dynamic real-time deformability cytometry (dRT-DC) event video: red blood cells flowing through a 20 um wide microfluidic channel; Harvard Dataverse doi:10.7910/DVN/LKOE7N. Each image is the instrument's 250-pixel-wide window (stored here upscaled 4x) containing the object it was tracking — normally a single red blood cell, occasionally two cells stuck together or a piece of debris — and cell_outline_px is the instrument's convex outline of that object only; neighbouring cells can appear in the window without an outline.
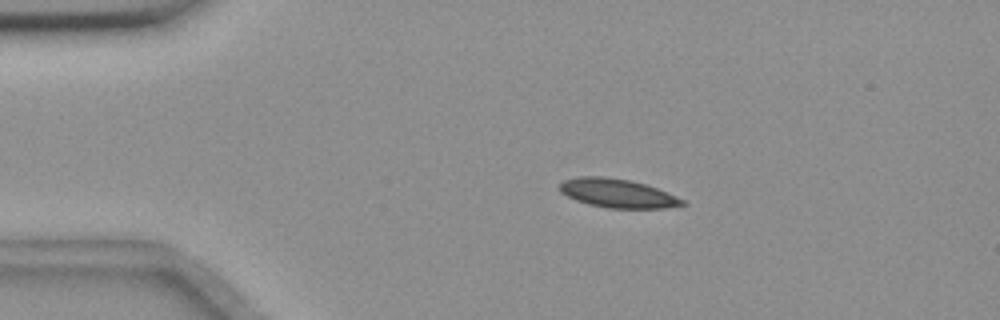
{"species": "common noctule bat (a hibernating species)", "species_latin": "Nyctalus noctula", "temperature_condition": "room temperature", "stored_images_in_passage": 6, "camera_frame_rate_fps": 3000, "um_per_image_px": 0.085, "animal": {"sex": "female", "body_mass_g": 18.4}, "frame": {"image": 1, "passage_image": 3, "time_ms": 2.333, "image_size_px": [1000, 320], "cell_outline_px": [[688, 204], [664, 208], [608, 208], [588, 204], [576, 200], [560, 192], [560, 184], [564, 180], [576, 176], [604, 176], [628, 180], [644, 184], [656, 188], [684, 200]], "centroid_in_image_um": [52.46, 16.42], "position_along_channel_um": 32.5, "area_um2": 20.4}}
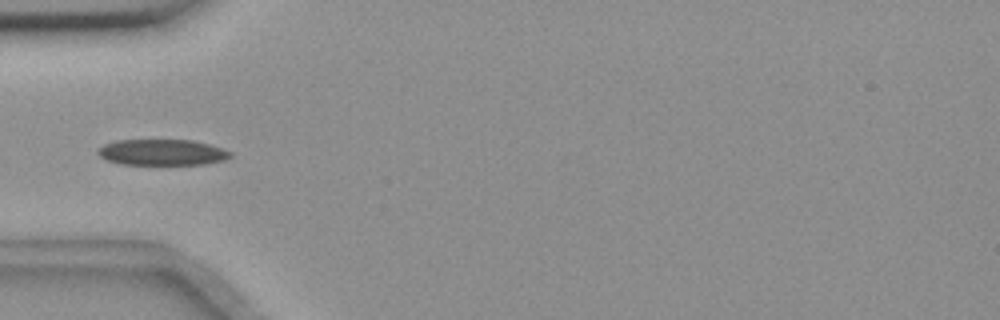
{"frame": {"image": 2, "passage_image": 5, "time_ms": 4.667, "image_size_px": [1000, 320], "cell_outline_px": [[232, 156], [224, 160], [204, 164], [120, 164], [108, 160], [100, 156], [96, 152], [104, 144], [116, 140], [192, 140], [208, 144], [232, 152]], "centroid_in_image_um": [13.78, 12.94], "position_along_channel_um": 71.2, "area_um2": 19.88}}
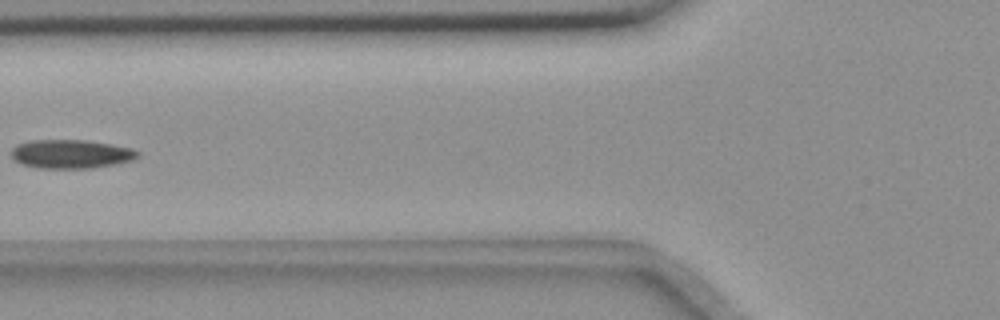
{"frame": {"image": 3, "passage_image": 6, "time_ms": 6.0, "image_size_px": [1000, 320], "cell_outline_px": [[140, 156], [132, 160], [116, 164], [92, 168], [36, 168], [20, 164], [12, 160], [12, 148], [20, 144], [32, 140], [84, 140], [132, 148], [140, 152]], "centroid_in_image_um": [6.03, 13.1], "position_along_channel_um": 119.8, "area_um2": 21.21}}